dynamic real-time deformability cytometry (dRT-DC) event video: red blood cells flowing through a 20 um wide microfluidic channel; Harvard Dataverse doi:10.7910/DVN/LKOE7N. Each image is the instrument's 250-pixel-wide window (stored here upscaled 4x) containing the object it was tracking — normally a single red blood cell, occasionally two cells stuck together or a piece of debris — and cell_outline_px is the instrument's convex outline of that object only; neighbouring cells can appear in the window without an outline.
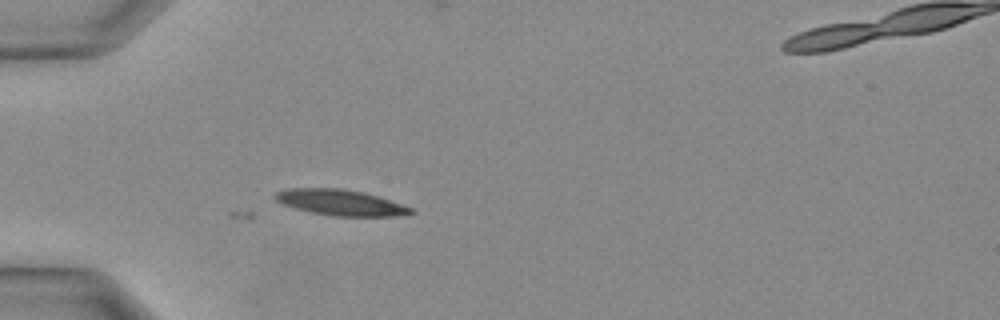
{"species": "Egyptian fruit bat (a non-hibernating species)", "species_latin": "Rousettus aegyptiacus", "temperature_condition": "warm", "stored_images_in_passage": 24, "camera_frame_rate_fps": 3000, "um_per_image_px": 0.085, "animal": {"sex": "female"}, "frame": {"image": 1, "passage_image": 1, "time_ms": 0.0, "image_size_px": [1000, 320], "cell_outline_px": [[416, 212], [392, 216], [336, 216], [312, 212], [296, 208], [284, 204], [276, 200], [272, 196], [276, 192], [288, 188], [344, 188], [364, 192], [380, 196], [412, 208]], "centroid_in_image_um": [28.94, 17.2], "position_along_channel_um": 56.1, "area_um2": 20.35}}
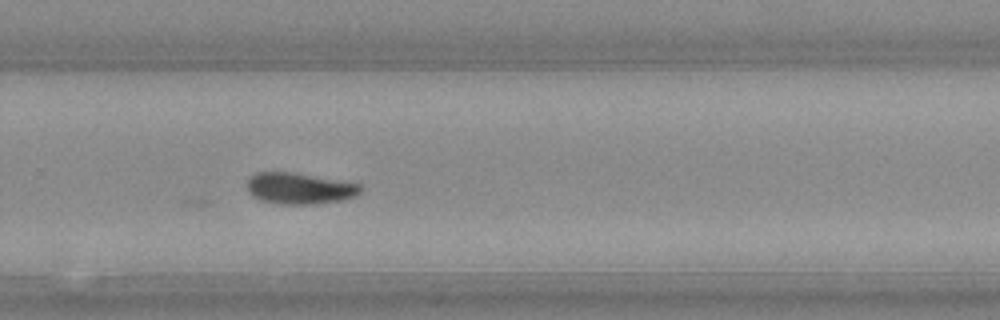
{"frame": {"image": 2, "passage_image": 14, "time_ms": 4.333, "image_size_px": [1000, 320], "cell_outline_px": [[360, 192], [352, 196], [340, 200], [312, 204], [280, 204], [260, 200], [252, 196], [248, 192], [248, 180], [256, 172], [296, 172], [360, 184]], "centroid_in_image_um": [25.41, 16.0], "position_along_channel_um": 304.4, "area_um2": 20.46}}
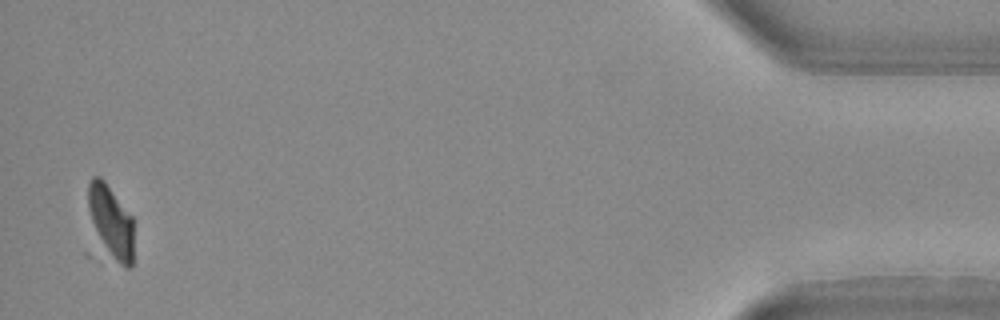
{"frame": {"image": 3, "passage_image": 24, "time_ms": 7.667, "image_size_px": [1000, 320], "cell_outline_px": [[132, 268], [124, 268], [104, 248], [92, 220], [88, 204], [88, 184], [92, 176], [100, 176], [104, 180], [132, 216]], "centroid_in_image_um": [9.44, 18.8], "position_along_channel_um": 425.8, "area_um2": 18.61}}